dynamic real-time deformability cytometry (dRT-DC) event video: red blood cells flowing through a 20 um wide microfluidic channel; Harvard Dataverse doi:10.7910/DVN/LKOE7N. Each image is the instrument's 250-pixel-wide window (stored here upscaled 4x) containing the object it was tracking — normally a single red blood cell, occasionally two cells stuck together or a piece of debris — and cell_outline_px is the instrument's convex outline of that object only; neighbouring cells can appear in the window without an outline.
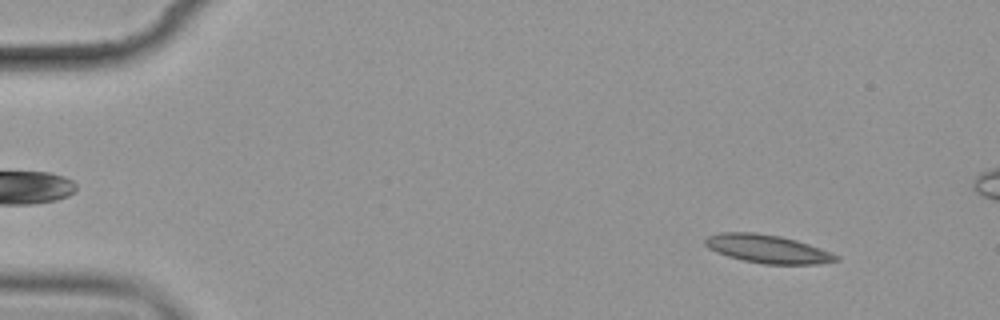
{"species": "common noctule bat (a hibernating species)", "species_latin": "Nyctalus noctula", "temperature_condition": "cold", "stored_images_in_passage": 4, "camera_frame_rate_fps": 3000, "um_per_image_px": 0.085, "animal": {"sex": "female", "body_mass_g": 19.9}, "frame": {"image": 1, "passage_image": 1, "time_ms": 0.0, "image_size_px": [1000, 320], "cell_outline_px": [[840, 260], [820, 264], [764, 264], [744, 260], [728, 256], [716, 252], [708, 248], [704, 244], [704, 236], [720, 232], [756, 232], [780, 236], [796, 240], [820, 248], [840, 256]], "centroid_in_image_um": [65.21, 21.15], "position_along_channel_um": 19.8, "area_um2": 21.73}}